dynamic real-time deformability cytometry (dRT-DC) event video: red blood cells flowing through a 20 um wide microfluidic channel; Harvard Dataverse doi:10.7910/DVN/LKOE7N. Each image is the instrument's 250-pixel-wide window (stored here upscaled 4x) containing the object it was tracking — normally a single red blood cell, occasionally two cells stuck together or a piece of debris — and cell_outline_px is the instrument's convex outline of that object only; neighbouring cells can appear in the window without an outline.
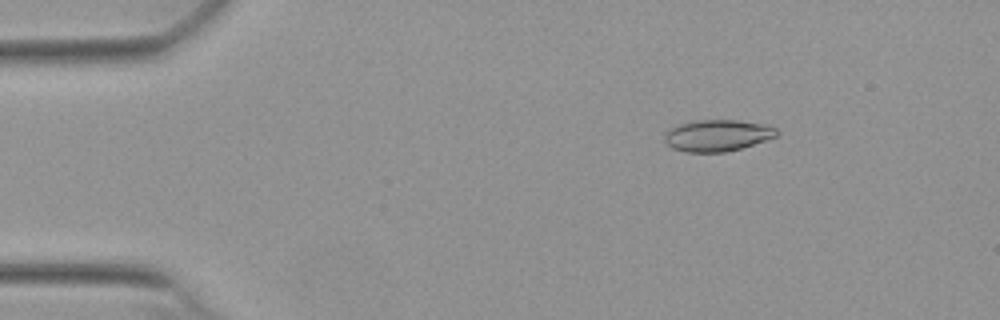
{"species": "Egyptian fruit bat (a non-hibernating species)", "species_latin": "Rousettus aegyptiacus", "temperature_condition": "warm", "stored_images_in_passage": 29, "camera_frame_rate_fps": 3000, "um_per_image_px": 0.085, "animal": {"sex": "female"}, "frame": {"image": 1, "passage_image": 2, "time_ms": 0.333, "image_size_px": [1000, 320], "cell_outline_px": [[780, 132], [776, 136], [740, 148], [724, 152], [684, 152], [672, 148], [664, 140], [664, 132], [668, 128], [680, 124], [696, 120], [736, 120], [768, 124], [776, 128]], "centroid_in_image_um": [60.95, 11.5], "position_along_channel_um": 24.0, "area_um2": 20.69}}
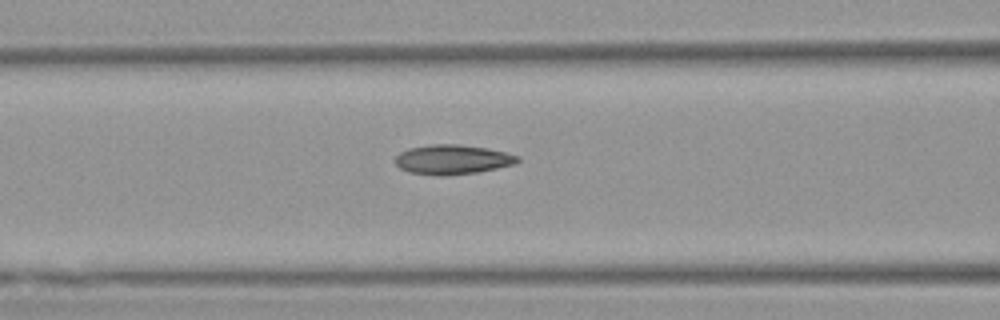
{"frame": {"image": 2, "passage_image": 16, "time_ms": 5.0, "image_size_px": [1000, 320], "cell_outline_px": [[520, 160], [516, 164], [476, 172], [444, 176], [440, 176], [412, 172], [400, 168], [396, 164], [396, 156], [400, 152], [408, 148], [432, 144], [456, 144], [488, 148], [520, 156]], "centroid_in_image_um": [38.48, 13.55], "position_along_channel_um": 128.1, "area_um2": 20.98}}
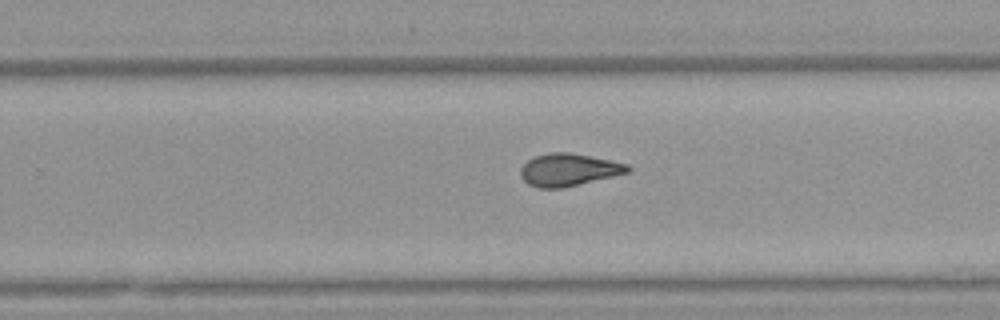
{"frame": {"image": 3, "passage_image": 28, "time_ms": 9.0, "image_size_px": [1000, 320], "cell_outline_px": [[632, 168], [628, 172], [564, 188], [536, 188], [528, 184], [520, 176], [520, 168], [528, 160], [536, 156], [552, 152], [568, 152], [628, 164]], "centroid_in_image_um": [48.29, 14.44], "position_along_channel_um": 281.5, "area_um2": 20.06}}